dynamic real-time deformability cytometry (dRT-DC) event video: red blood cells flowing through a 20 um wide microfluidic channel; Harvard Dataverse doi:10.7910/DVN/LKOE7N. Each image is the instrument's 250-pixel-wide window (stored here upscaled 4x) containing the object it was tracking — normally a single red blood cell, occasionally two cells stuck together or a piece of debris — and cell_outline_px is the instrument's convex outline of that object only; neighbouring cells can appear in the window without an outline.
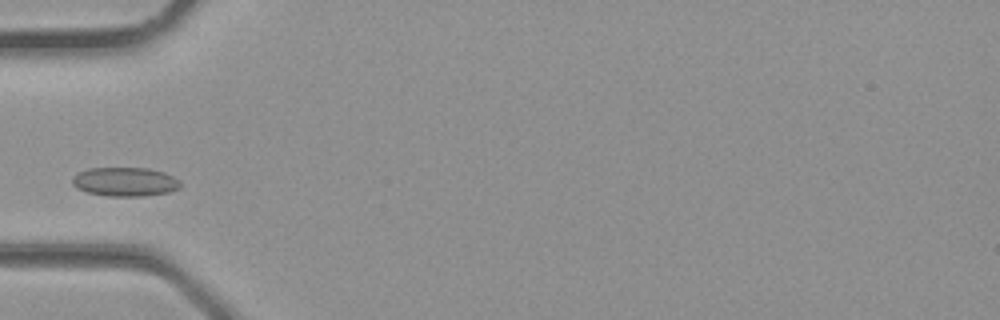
{"species": "common noctule bat (a hibernating species)", "species_latin": "Nyctalus noctula", "temperature_condition": "room temperature", "stored_images_in_passage": 30, "camera_frame_rate_fps": 3000, "um_per_image_px": 0.085, "animal": {"sex": "male", "body_mass_g": 23.1, "forearm_length_mm": 52.7}, "frame": {"image": 1, "passage_image": 7, "time_ms": 2.0, "image_size_px": [1000, 320], "cell_outline_px": [[180, 188], [168, 192], [144, 196], [108, 196], [88, 192], [76, 188], [72, 184], [72, 176], [88, 168], [148, 168], [164, 172], [180, 180]], "centroid_in_image_um": [10.62, 15.45], "position_along_channel_um": 74.4, "area_um2": 18.26}}
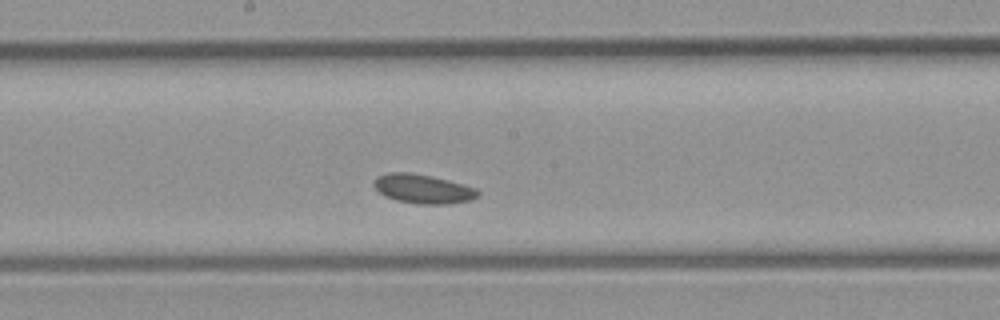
{"frame": {"image": 2, "passage_image": 14, "time_ms": 4.333, "image_size_px": [1000, 320], "cell_outline_px": [[480, 196], [472, 200], [448, 204], [416, 204], [396, 200], [384, 196], [372, 184], [376, 176], [388, 172], [408, 172], [432, 176], [464, 184], [476, 188], [480, 192]], "centroid_in_image_um": [35.97, 16.05], "position_along_channel_um": 212.2, "area_um2": 17.92}}
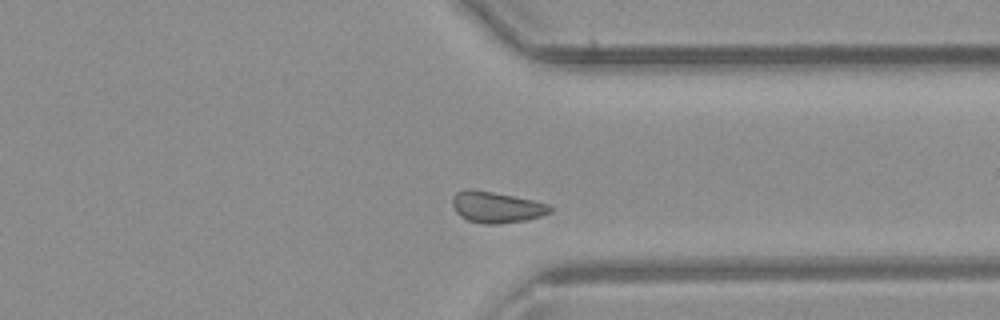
{"frame": {"image": 3, "passage_image": 22, "time_ms": 7.0, "image_size_px": [1000, 320], "cell_outline_px": [[552, 212], [540, 216], [524, 220], [496, 224], [484, 224], [468, 220], [460, 216], [456, 212], [452, 204], [452, 196], [456, 192], [464, 188], [472, 188], [532, 200], [548, 204], [552, 208]], "centroid_in_image_um": [42.14, 17.6], "position_along_channel_um": 369.3, "area_um2": 17.69}}